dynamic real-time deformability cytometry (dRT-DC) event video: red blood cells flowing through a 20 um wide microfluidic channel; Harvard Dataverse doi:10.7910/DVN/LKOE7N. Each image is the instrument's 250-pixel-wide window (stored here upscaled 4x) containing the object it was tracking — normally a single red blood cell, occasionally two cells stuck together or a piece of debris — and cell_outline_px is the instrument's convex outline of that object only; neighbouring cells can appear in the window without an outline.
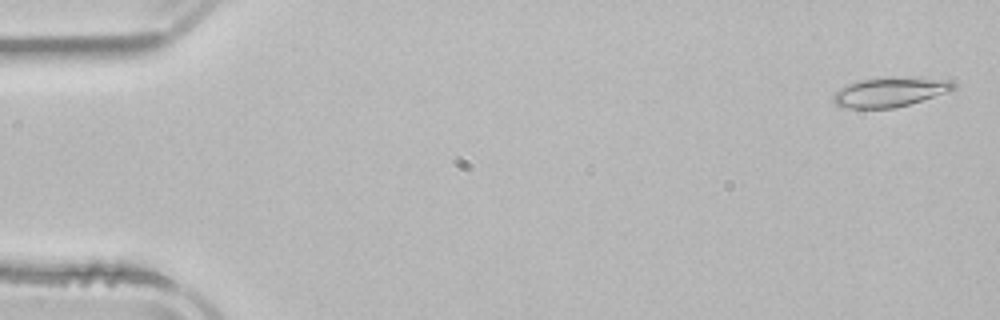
{"species": "common noctule bat (a hibernating species)", "species_latin": "Nyctalus noctula", "temperature_condition": "room temperature", "stored_images_in_passage": 3, "camera_frame_rate_fps": 3000, "um_per_image_px": 0.085, "animal": {"sex": "male", "body_mass_g": 21.5, "forearm_length_mm": 52.0}, "frame": {"image": 1, "passage_image": 1, "time_ms": 0.0, "image_size_px": [1000, 320], "cell_outline_px": [[956, 88], [952, 92], [908, 104], [892, 108], [848, 108], [836, 104], [832, 100], [832, 96], [836, 92], [848, 84], [860, 80], [892, 76], [952, 80]], "centroid_in_image_um": [75.7, 7.81], "position_along_channel_um": 9.3, "area_um2": 20.75}}